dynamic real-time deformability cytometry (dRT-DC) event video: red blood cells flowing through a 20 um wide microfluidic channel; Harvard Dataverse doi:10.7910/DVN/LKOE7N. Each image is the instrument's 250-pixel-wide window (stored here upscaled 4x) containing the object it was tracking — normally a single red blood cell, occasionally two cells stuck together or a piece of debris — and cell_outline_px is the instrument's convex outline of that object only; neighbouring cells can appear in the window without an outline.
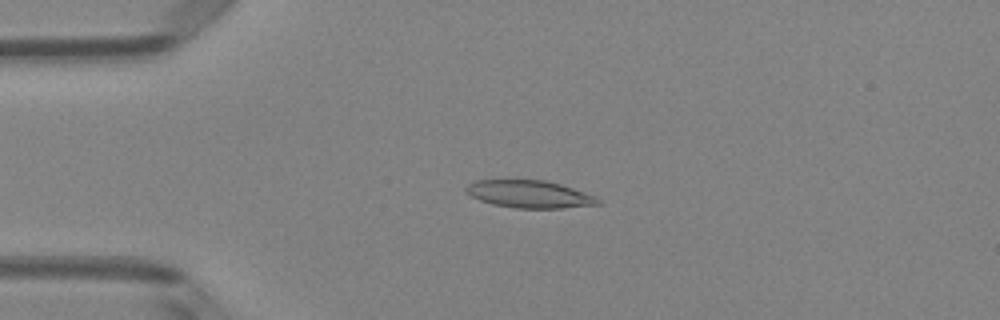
{"species": "Egyptian fruit bat (a non-hibernating species)", "species_latin": "Rousettus aegyptiacus", "temperature_condition": "room temperature", "stored_images_in_passage": 3, "camera_frame_rate_fps": 3000, "um_per_image_px": 0.085, "animal": {"sex": "female"}, "frame": {"image": 1, "passage_image": 3, "time_ms": 0.667, "image_size_px": [1000, 320], "cell_outline_px": [[604, 204], [560, 208], [516, 208], [492, 204], [480, 200], [464, 192], [464, 188], [468, 184], [476, 180], [544, 180], [560, 184], [596, 196]], "centroid_in_image_um": [45.0, 16.5], "position_along_channel_um": 40.0, "area_um2": 21.15}}